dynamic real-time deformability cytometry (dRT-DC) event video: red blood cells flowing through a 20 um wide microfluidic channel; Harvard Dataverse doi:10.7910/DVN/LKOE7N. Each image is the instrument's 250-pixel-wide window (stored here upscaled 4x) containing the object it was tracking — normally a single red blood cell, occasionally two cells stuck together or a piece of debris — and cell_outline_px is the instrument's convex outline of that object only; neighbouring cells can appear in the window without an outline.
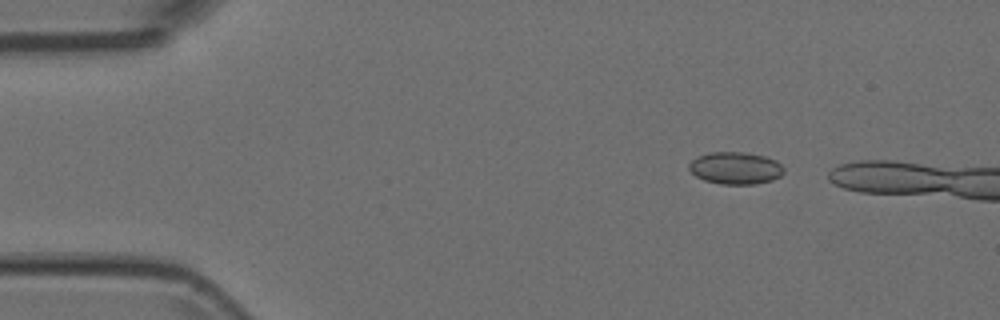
{"species": "Egyptian fruit bat (a non-hibernating species)", "species_latin": "Rousettus aegyptiacus", "temperature_condition": "room temperature", "stored_images_in_passage": 2, "camera_frame_rate_fps": 3000, "um_per_image_px": 0.085, "animal": {"sex": "female"}, "frame": {"image": 1, "passage_image": 1, "time_ms": 0.0, "image_size_px": [1000, 320], "cell_outline_px": [[784, 172], [780, 176], [772, 180], [756, 184], [720, 184], [704, 180], [696, 176], [688, 168], [688, 164], [692, 160], [708, 152], [744, 152], [764, 156], [776, 160], [784, 168]], "centroid_in_image_um": [62.52, 14.29], "position_along_channel_um": 22.5, "area_um2": 17.8}}